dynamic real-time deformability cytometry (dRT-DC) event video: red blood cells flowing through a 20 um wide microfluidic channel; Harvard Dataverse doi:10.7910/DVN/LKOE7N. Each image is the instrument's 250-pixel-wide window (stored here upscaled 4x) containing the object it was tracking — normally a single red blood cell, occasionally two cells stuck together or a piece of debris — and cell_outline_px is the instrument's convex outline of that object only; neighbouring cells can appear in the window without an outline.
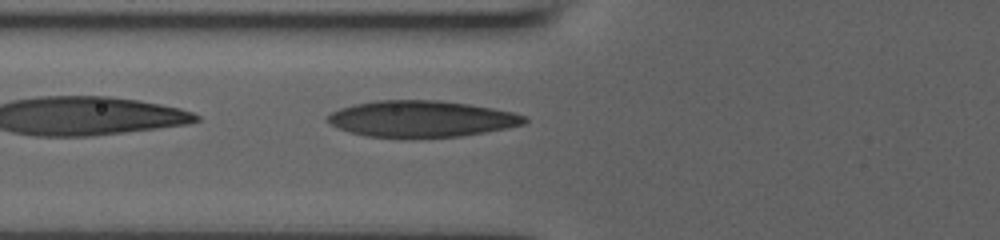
{"species": "human", "species_latin": "Homo sapiens", "temperature_condition": "room temperature", "stored_images_in_passage": 21, "camera_frame_rate_fps": 3000, "um_per_image_px": 0.085, "donor": {"sex": "male"}, "frame": {"image": 1, "passage_image": 3, "time_ms": 1.333, "image_size_px": [1000, 240], "cell_outline_px": [[528, 120], [524, 124], [464, 136], [368, 136], [352, 132], [340, 128], [332, 124], [328, 120], [328, 116], [332, 112], [340, 108], [352, 104], [376, 100], [440, 100], [468, 104], [492, 108], [512, 112], [528, 116]], "centroid_in_image_um": [35.86, 10.07], "position_along_channel_um": 89.9, "area_um2": 40.92}}
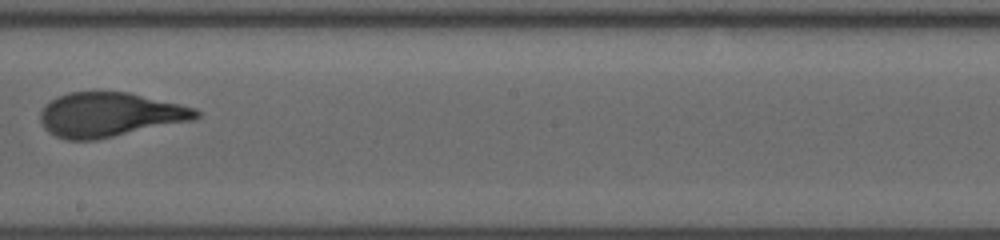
{"frame": {"image": 2, "passage_image": 10, "time_ms": 5.0, "image_size_px": [1000, 240], "cell_outline_px": [[200, 116], [192, 120], [96, 140], [64, 140], [48, 132], [44, 128], [40, 120], [40, 112], [52, 100], [68, 92], [100, 88], [128, 92], [180, 104], [196, 108], [200, 112]], "centroid_in_image_um": [9.3, 9.71], "position_along_channel_um": 238.9, "area_um2": 40.86}}
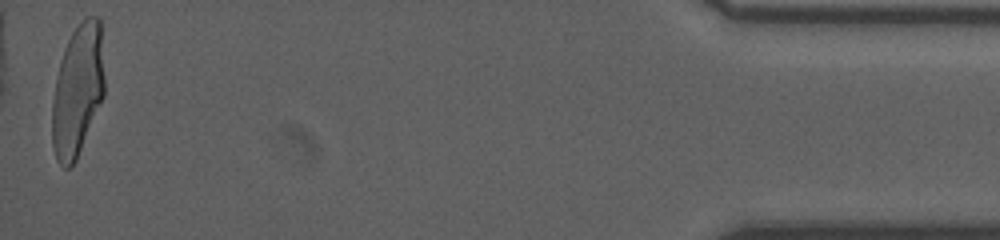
{"frame": {"image": 3, "passage_image": 21, "time_ms": 11.667, "image_size_px": [1000, 240], "cell_outline_px": [[104, 96], [76, 160], [68, 168], [64, 168], [56, 160], [52, 144], [52, 100], [56, 76], [60, 60], [64, 48], [72, 32], [88, 16], [100, 16], [104, 76]], "centroid_in_image_um": [6.59, 7.69], "position_along_channel_um": 428.6, "area_um2": 40.23}}